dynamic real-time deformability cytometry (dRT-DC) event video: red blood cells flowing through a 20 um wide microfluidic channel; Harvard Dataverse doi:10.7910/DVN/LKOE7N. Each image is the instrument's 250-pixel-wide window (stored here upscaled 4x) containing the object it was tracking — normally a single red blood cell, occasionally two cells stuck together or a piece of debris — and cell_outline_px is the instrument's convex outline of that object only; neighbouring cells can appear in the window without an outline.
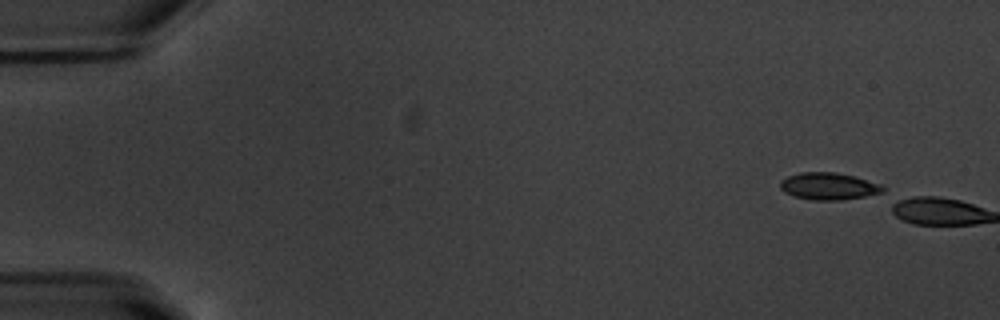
{"species": "common noctule bat (a hibernating species)", "species_latin": "Nyctalus noctula", "temperature_condition": "warm", "stored_images_in_passage": 2, "camera_frame_rate_fps": 3000, "um_per_image_px": 0.085, "animal": {"sex": "male", "body_mass_g": 20.1, "forearm_length_mm": 53.5}, "frame": {"image": 1, "passage_image": 1, "time_ms": 0.0, "image_size_px": [1000, 320], "cell_outline_px": [[884, 196], [840, 200], [812, 200], [796, 196], [784, 192], [780, 188], [780, 180], [788, 176], [800, 172], [836, 172], [852, 176], [880, 184], [884, 188]], "centroid_in_image_um": [70.52, 15.85], "position_along_channel_um": 14.5, "area_um2": 16.59}}